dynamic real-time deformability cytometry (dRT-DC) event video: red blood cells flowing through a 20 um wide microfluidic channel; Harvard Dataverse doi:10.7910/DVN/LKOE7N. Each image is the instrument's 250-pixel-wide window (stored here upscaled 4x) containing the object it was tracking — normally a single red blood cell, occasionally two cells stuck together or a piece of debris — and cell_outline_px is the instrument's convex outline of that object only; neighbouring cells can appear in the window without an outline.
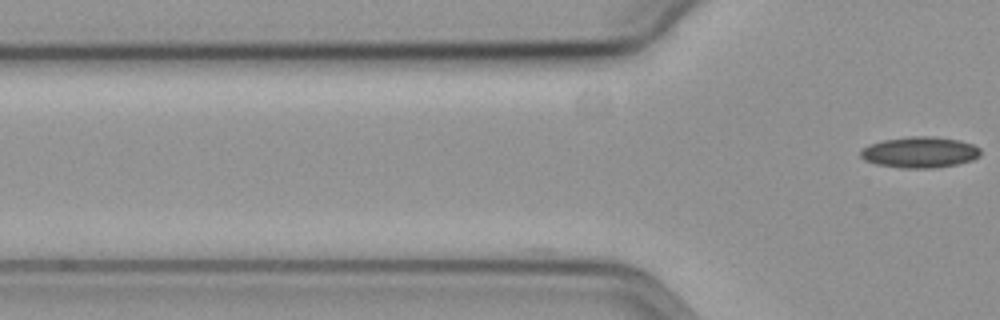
{"species": "common noctule bat (a hibernating species)", "species_latin": "Nyctalus noctula", "temperature_condition": "cold", "stored_images_in_passage": 4, "camera_frame_rate_fps": 3000, "um_per_image_px": 0.085, "animal": {"sex": "female", "body_mass_g": 19.3, "forearm_length_mm": 54.1}, "frame": {"image": 1, "passage_image": 4, "time_ms": 1.0, "image_size_px": [1000, 320], "cell_outline_px": [[980, 156], [972, 160], [956, 164], [936, 168], [900, 168], [876, 164], [864, 160], [860, 156], [860, 152], [864, 148], [872, 144], [884, 140], [912, 136], [928, 136], [960, 140], [972, 144], [980, 148]], "centroid_in_image_um": [78.2, 12.95], "position_along_channel_um": 47.6, "area_um2": 21.56}}